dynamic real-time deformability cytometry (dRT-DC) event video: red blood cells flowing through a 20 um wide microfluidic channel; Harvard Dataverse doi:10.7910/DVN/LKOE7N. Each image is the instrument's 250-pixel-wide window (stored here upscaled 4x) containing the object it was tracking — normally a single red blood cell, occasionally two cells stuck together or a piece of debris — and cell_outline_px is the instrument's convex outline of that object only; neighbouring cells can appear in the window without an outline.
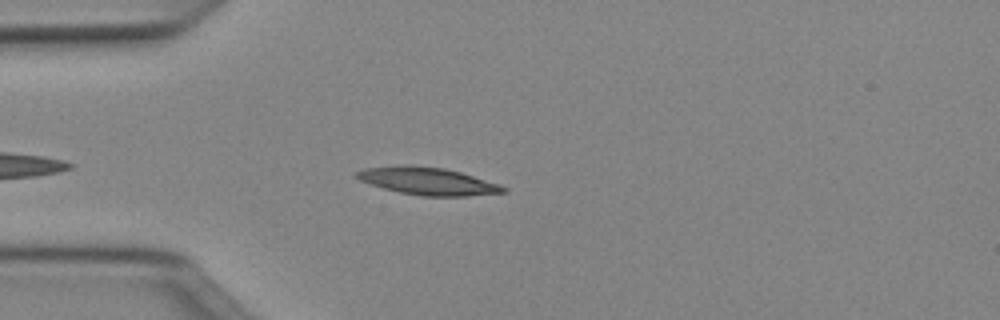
{"species": "Egyptian fruit bat (a non-hibernating species)", "species_latin": "Rousettus aegyptiacus", "temperature_condition": "cold", "stored_images_in_passage": 40, "camera_frame_rate_fps": 3000, "um_per_image_px": 0.085, "animal": {"sex": "female"}, "frame": {"image": 1, "passage_image": 6, "time_ms": 1.667, "image_size_px": [1000, 320], "cell_outline_px": [[508, 192], [468, 196], [420, 196], [400, 192], [384, 188], [360, 180], [352, 176], [356, 172], [364, 168], [400, 164], [412, 164], [444, 168], [460, 172], [500, 184], [508, 188]], "centroid_in_image_um": [36.36, 15.38], "position_along_channel_um": 48.6, "area_um2": 23.76}}
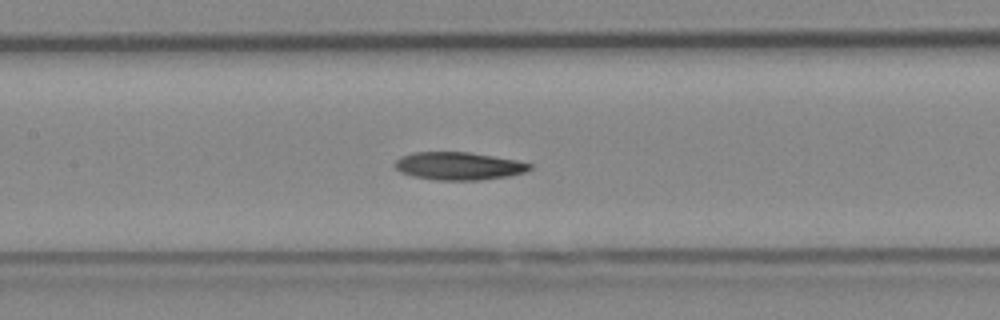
{"frame": {"image": 2, "passage_image": 16, "time_ms": 5.0, "image_size_px": [1000, 320], "cell_outline_px": [[532, 168], [524, 172], [508, 176], [480, 180], [436, 180], [412, 176], [400, 172], [396, 168], [396, 160], [400, 156], [412, 152], [468, 152], [516, 160], [532, 164]], "centroid_in_image_um": [38.97, 14.11], "position_along_channel_um": 168.4, "area_um2": 21.79}}
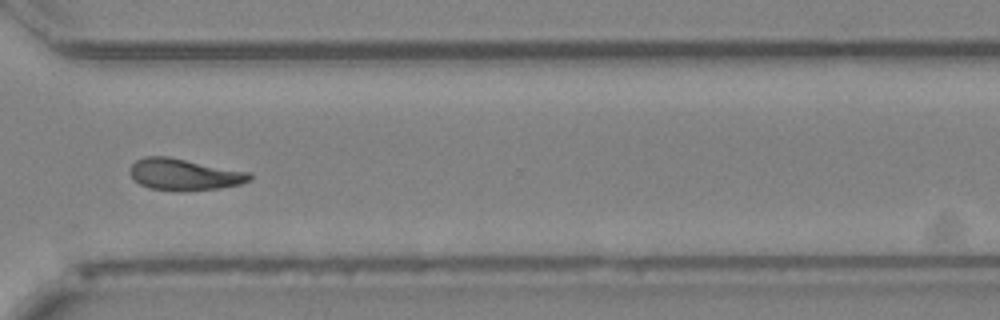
{"frame": {"image": 3, "passage_image": 30, "time_ms": 9.667, "image_size_px": [1000, 320], "cell_outline_px": [[252, 180], [240, 184], [220, 188], [180, 192], [148, 188], [140, 184], [128, 172], [132, 164], [136, 160], [144, 156], [168, 156], [252, 172]], "centroid_in_image_um": [15.68, 14.83], "position_along_channel_um": 354.9, "area_um2": 22.43}, "authors_computed_cell_mechanics": {"area_um2": 22.1085, "velocity_mm_per_s": 3.9877, "shape_relaxation_time_tau1_ms": null, "shape_relaxation_time_tau2_ms": 7.0989, "deformation_change_tau1": null, "deformation_change_tau2": 0.1565}}